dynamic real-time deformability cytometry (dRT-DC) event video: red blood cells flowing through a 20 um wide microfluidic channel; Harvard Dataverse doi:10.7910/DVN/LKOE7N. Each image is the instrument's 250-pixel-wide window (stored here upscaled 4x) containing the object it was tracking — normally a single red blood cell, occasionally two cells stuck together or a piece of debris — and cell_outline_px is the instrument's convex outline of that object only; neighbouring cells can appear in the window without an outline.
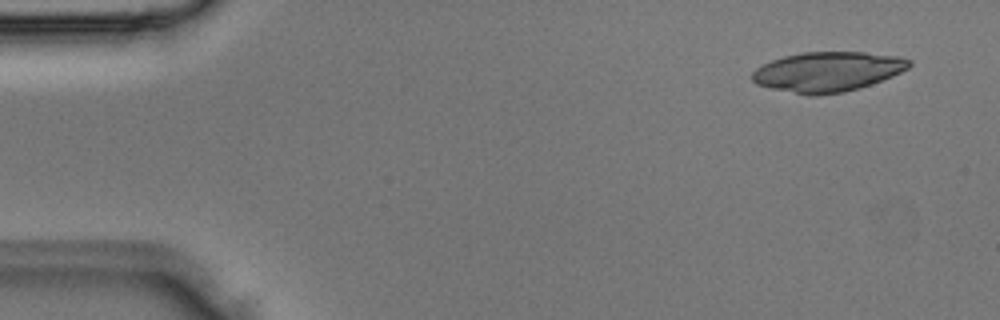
{"species": "Egyptian fruit bat (a non-hibernating species)", "species_latin": "Rousettus aegyptiacus", "temperature_condition": "room temperature", "stored_images_in_passage": 3, "camera_frame_rate_fps": 3000, "um_per_image_px": 0.085, "animal": {"sex": "male"}, "frame": {"image": 1, "passage_image": 1, "time_ms": 0.0, "image_size_px": [1000, 320], "cell_outline_px": [[912, 64], [908, 68], [892, 76], [872, 84], [860, 88], [844, 92], [816, 96], [808, 96], [772, 88], [756, 84], [752, 80], [752, 72], [756, 68], [772, 60], [784, 56], [804, 52], [864, 52], [900, 56], [912, 60]], "centroid_in_image_um": [70.37, 6.1], "position_along_channel_um": 14.6, "area_um2": 36.59}}